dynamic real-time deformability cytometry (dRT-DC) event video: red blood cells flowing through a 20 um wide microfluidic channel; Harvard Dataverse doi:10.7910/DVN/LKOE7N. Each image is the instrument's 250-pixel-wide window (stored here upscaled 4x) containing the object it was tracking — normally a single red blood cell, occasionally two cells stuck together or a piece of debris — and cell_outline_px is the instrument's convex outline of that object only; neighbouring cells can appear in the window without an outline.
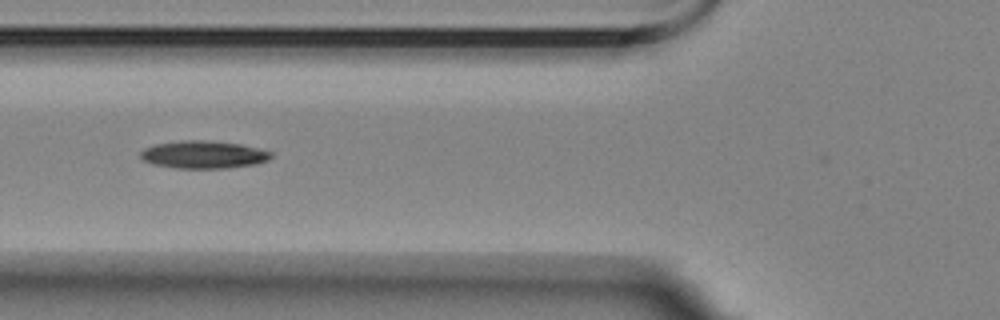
{"species": "Egyptian fruit bat (a non-hibernating species)", "species_latin": "Rousettus aegyptiacus", "temperature_condition": "room temperature", "stored_images_in_passage": 9, "camera_frame_rate_fps": 3000, "um_per_image_px": 0.085, "animal": {"sex": "female"}, "frame": {"image": 1, "passage_image": 5, "time_ms": 4.667, "image_size_px": [1000, 320], "cell_outline_px": [[272, 156], [268, 160], [256, 164], [228, 168], [176, 168], [152, 164], [144, 160], [140, 156], [140, 152], [144, 148], [156, 144], [184, 140], [204, 140], [240, 144], [272, 152]], "centroid_in_image_um": [17.29, 13.15], "position_along_channel_um": 108.5, "area_um2": 20.92}}
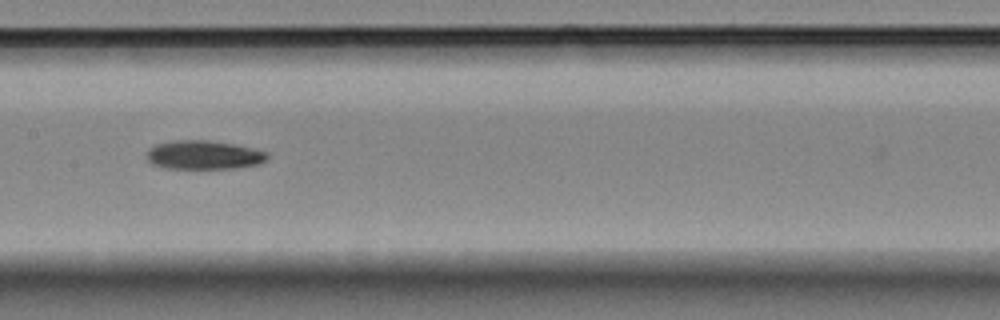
{"frame": {"image": 2, "passage_image": 7, "time_ms": 7.0, "image_size_px": [1000, 320], "cell_outline_px": [[268, 160], [260, 164], [232, 168], [164, 168], [152, 164], [148, 160], [148, 148], [156, 144], [172, 140], [208, 140], [232, 144], [252, 148], [268, 152]], "centroid_in_image_um": [17.33, 13.17], "position_along_channel_um": 190.1, "area_um2": 20.23}}
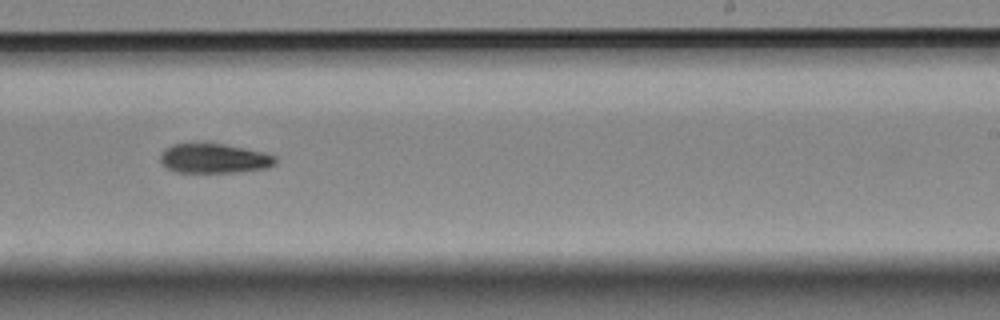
{"frame": {"image": 3, "passage_image": 9, "time_ms": 9.333, "image_size_px": [1000, 320], "cell_outline_px": [[276, 164], [268, 168], [236, 172], [176, 172], [168, 168], [160, 160], [160, 152], [164, 148], [172, 144], [224, 144], [264, 152], [276, 156]], "centroid_in_image_um": [18.21, 13.47], "position_along_channel_um": 270.8, "area_um2": 19.77}}